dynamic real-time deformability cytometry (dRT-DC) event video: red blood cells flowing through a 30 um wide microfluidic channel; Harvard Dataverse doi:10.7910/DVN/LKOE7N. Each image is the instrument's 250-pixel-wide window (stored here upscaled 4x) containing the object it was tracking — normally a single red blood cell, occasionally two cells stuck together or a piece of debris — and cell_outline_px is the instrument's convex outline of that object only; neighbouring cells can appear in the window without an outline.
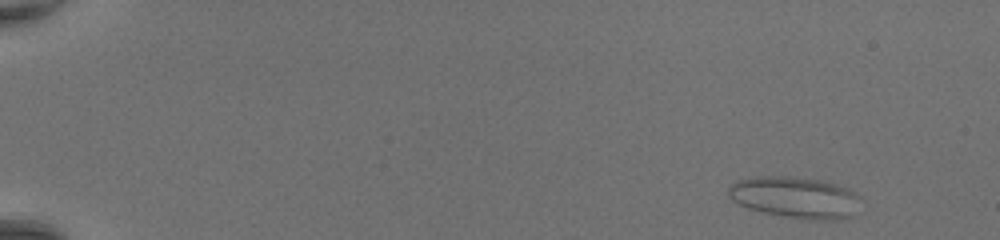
{"species": "common noctule bat (a hibernating species)", "species_latin": "Nyctalus noctula", "temperature_condition": "room temperature", "stored_images_in_passage": 47, "camera_frame_rate_fps": 3000, "um_per_image_px": 0.085, "animal": {"sex": "female", "body_mass_g": 20.0, "forearm_length_mm": 54.0}, "frame": {"image": 1, "passage_image": 3, "time_ms": 0.667, "image_size_px": [1000, 240], "cell_outline_px": [[860, 196], [852, 216], [836, 220], [808, 220], [784, 216], [764, 212], [748, 208], [732, 200], [728, 196], [728, 188], [736, 180], [756, 176], [792, 176], [824, 180], [848, 188], [856, 192]], "centroid_in_image_um": [67.58, 16.76], "position_along_channel_um": 17.4, "area_um2": 32.14}}
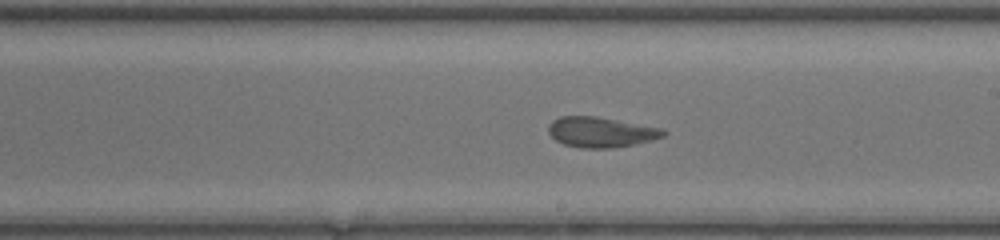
{"frame": {"image": 2, "passage_image": 29, "time_ms": 9.333, "image_size_px": [1000, 240], "cell_outline_px": [[668, 132], [664, 136], [652, 140], [612, 148], [580, 148], [564, 144], [556, 140], [548, 132], [548, 124], [552, 120], [560, 116], [596, 116], [664, 128]], "centroid_in_image_um": [51.08, 11.22], "position_along_channel_um": 237.9, "area_um2": 20.4}}
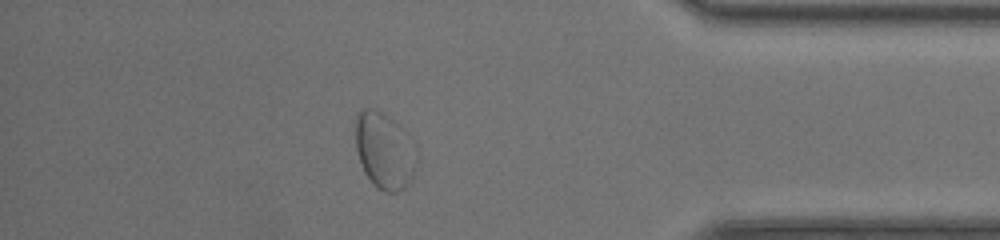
{"frame": {"image": 3, "passage_image": 42, "time_ms": 13.667, "image_size_px": [1000, 240], "cell_outline_px": [[416, 168], [412, 180], [404, 188], [396, 192], [384, 192], [376, 188], [372, 184], [364, 172], [356, 148], [356, 112], [364, 108], [372, 108], [380, 112], [392, 120], [416, 144]], "centroid_in_image_um": [32.69, 12.85], "position_along_channel_um": 402.5, "area_um2": 27.28}, "authors_computed_cell_mechanics": {"area_um2": 23.3512, "velocity_mm_per_s": 4.3703, "shape_relaxation_time_tau1_ms": null, "shape_relaxation_time_tau2_ms": 0.8612, "deformation_change_tau1": null, "deformation_change_tau2": 0.0673}}